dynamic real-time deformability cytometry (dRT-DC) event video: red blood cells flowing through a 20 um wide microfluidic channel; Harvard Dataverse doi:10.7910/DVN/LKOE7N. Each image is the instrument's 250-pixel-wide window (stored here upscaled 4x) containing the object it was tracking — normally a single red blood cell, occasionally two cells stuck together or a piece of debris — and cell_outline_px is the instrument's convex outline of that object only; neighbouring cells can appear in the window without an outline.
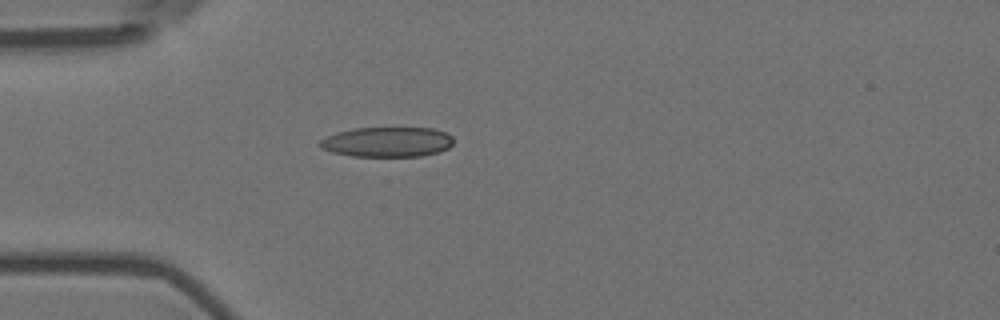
{"species": "Egyptian fruit bat (a non-hibernating species)", "species_latin": "Rousettus aegyptiacus", "temperature_condition": "room temperature", "stored_images_in_passage": 2, "camera_frame_rate_fps": 3000, "um_per_image_px": 0.085, "animal": {"sex": "female"}, "frame": {"image": 1, "passage_image": 1, "time_ms": 0.0, "image_size_px": [1000, 320], "cell_outline_px": [[452, 144], [448, 148], [440, 152], [420, 156], [352, 156], [332, 152], [320, 148], [316, 144], [320, 140], [336, 132], [356, 128], [432, 128], [444, 132], [452, 136]], "centroid_in_image_um": [32.89, 12.07], "position_along_channel_um": 52.1, "area_um2": 23.35}}